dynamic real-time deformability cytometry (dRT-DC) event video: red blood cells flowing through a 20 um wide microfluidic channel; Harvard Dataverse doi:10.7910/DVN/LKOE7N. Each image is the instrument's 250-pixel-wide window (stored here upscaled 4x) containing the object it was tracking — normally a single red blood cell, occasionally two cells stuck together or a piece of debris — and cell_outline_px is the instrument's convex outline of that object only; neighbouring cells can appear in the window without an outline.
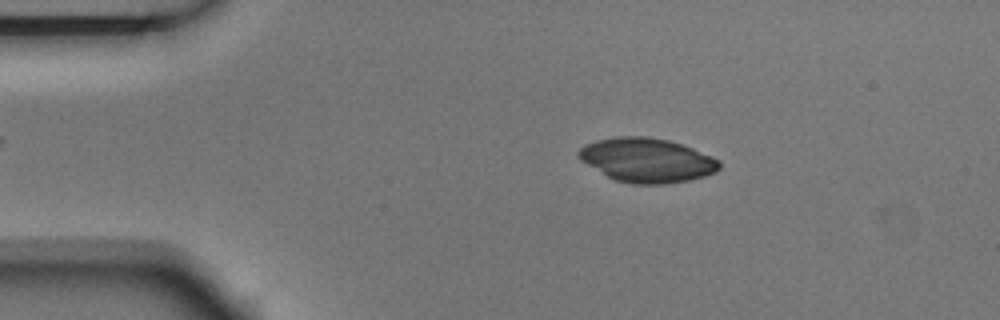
{"species": "Egyptian fruit bat (a non-hibernating species)", "species_latin": "Rousettus aegyptiacus", "temperature_condition": "room temperature", "stored_images_in_passage": 4, "camera_frame_rate_fps": 3000, "um_per_image_px": 0.085, "animal": {"sex": "male"}, "frame": {"image": 1, "passage_image": 2, "time_ms": 0.333, "image_size_px": [1000, 320], "cell_outline_px": [[720, 168], [716, 172], [704, 176], [688, 180], [664, 184], [632, 184], [616, 180], [608, 176], [580, 160], [576, 156], [576, 152], [584, 144], [596, 140], [616, 136], [648, 136], [668, 140], [692, 148], [712, 156], [720, 160]], "centroid_in_image_um": [54.97, 13.6], "position_along_channel_um": 30.0, "area_um2": 36.3}}